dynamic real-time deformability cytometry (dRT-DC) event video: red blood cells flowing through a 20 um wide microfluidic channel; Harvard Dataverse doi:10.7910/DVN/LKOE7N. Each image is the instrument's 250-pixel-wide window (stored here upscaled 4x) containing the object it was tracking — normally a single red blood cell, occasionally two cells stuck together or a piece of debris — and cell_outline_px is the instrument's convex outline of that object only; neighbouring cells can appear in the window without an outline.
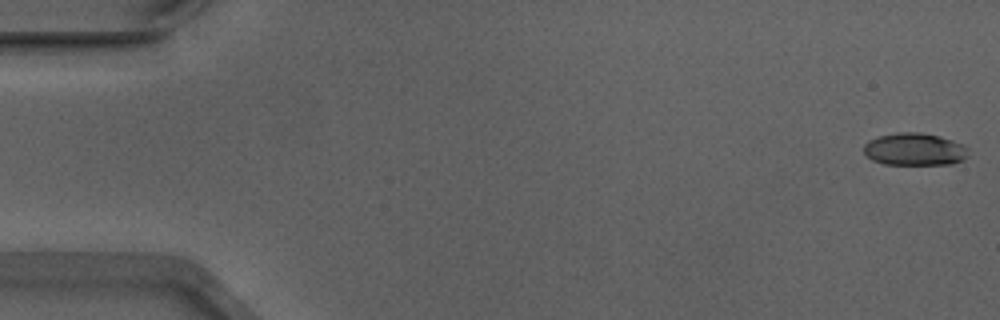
{"species": "Egyptian fruit bat (a non-hibernating species)", "species_latin": "Rousettus aegyptiacus", "temperature_condition": "warm", "stored_images_in_passage": 53, "camera_frame_rate_fps": 3000, "um_per_image_px": 0.085, "animal": {"sex": "male"}, "frame": {"image": 1, "passage_image": 1, "time_ms": 0.0, "image_size_px": [1000, 320], "cell_outline_px": [[968, 156], [964, 160], [952, 164], [884, 164], [872, 160], [864, 152], [864, 144], [868, 140], [880, 136], [896, 132], [920, 132], [940, 136], [964, 144], [968, 148]], "centroid_in_image_um": [77.77, 12.68], "position_along_channel_um": 7.2, "area_um2": 19.94}}
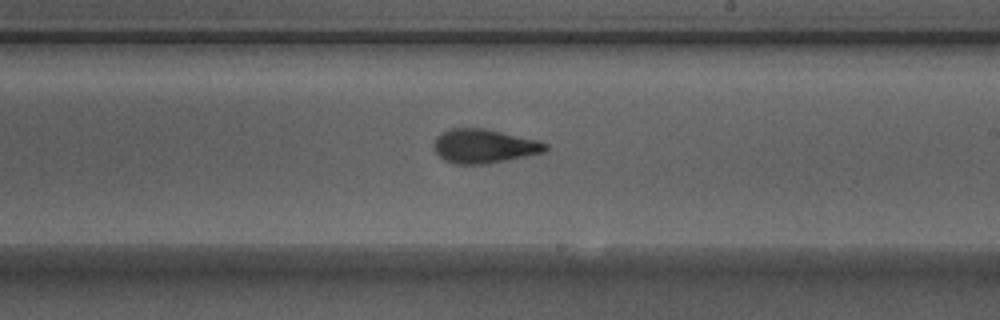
{"frame": {"image": 2, "passage_image": 31, "time_ms": 10.0, "image_size_px": [1000, 320], "cell_outline_px": [[548, 148], [544, 152], [484, 164], [456, 164], [444, 160], [432, 148], [432, 144], [436, 136], [440, 132], [452, 128], [484, 128], [540, 140], [548, 144]], "centroid_in_image_um": [41.11, 12.4], "position_along_channel_um": 247.9, "area_um2": 22.2}}
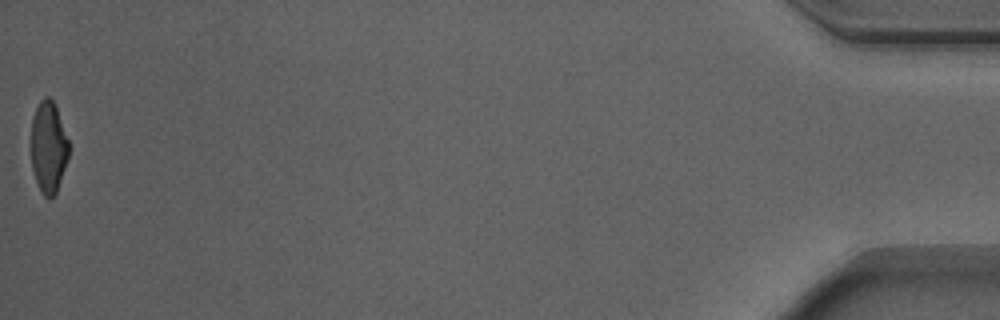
{"frame": {"image": 3, "passage_image": 53, "time_ms": 17.333, "image_size_px": [1000, 320], "cell_outline_px": [[68, 156], [56, 192], [48, 200], [44, 196], [36, 180], [32, 168], [32, 116], [40, 100], [44, 96], [48, 96], [52, 100], [56, 108], [68, 140]], "centroid_in_image_um": [4.11, 12.49], "position_along_channel_um": 431.1, "area_um2": 19.59}, "authors_computed_cell_mechanics": {"area_um2": 21.4438, "velocity_mm_per_s": 3.9008, "shape_relaxation_time_tau1_ms": 4.2036, "shape_relaxation_time_tau2_ms": 1.88, "deformation_change_tau1": 0.1654, "deformation_change_tau2": 0.1003}}